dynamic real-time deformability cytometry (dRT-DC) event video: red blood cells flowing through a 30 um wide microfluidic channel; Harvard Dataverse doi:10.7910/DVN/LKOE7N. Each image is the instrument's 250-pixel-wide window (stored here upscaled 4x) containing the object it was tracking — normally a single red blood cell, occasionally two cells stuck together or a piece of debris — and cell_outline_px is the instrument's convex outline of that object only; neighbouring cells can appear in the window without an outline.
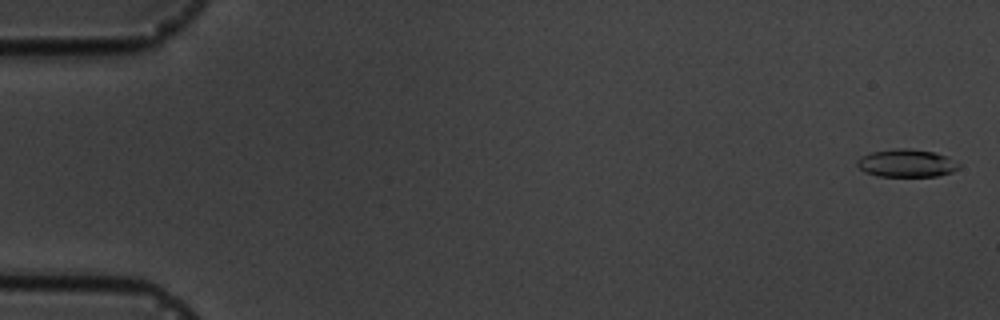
{"species": "common noctule bat (a hibernating species)", "species_latin": "Nyctalus noctula", "temperature_condition": "cold", "stored_images_in_passage": 12, "camera_frame_rate_fps": 3000, "um_per_image_px": 0.085, "animal": {"sex": "male", "body_mass_g": 19.5, "forearm_length_mm": 54.6}, "frame": {"image": 1, "passage_image": 1, "time_ms": 0.0, "image_size_px": [1000, 320], "cell_outline_px": [[960, 168], [952, 172], [936, 176], [880, 176], [864, 172], [856, 164], [856, 160], [860, 156], [872, 152], [896, 148], [908, 148], [936, 152], [948, 156], [960, 164]], "centroid_in_image_um": [77.07, 13.86], "position_along_channel_um": 7.9, "area_um2": 16.65}}
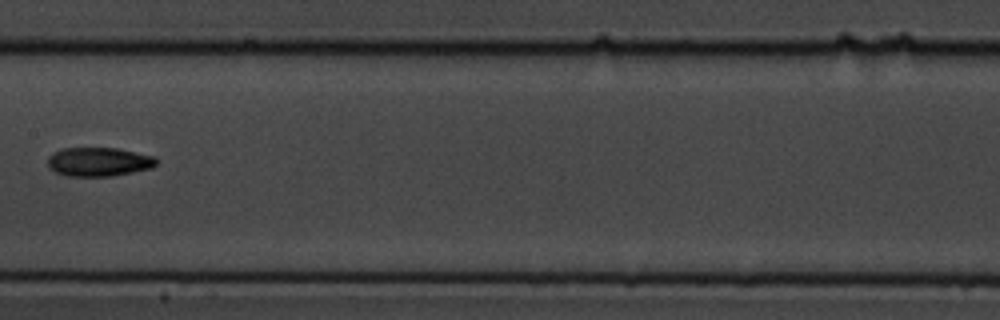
{"frame": {"image": 2, "passage_image": 9, "time_ms": 9.333, "image_size_px": [1000, 320], "cell_outline_px": [[156, 164], [152, 168], [112, 176], [64, 176], [56, 172], [48, 164], [48, 156], [52, 152], [64, 148], [116, 148], [156, 156]], "centroid_in_image_um": [8.4, 13.75], "position_along_channel_um": 199.0, "area_um2": 18.32}}
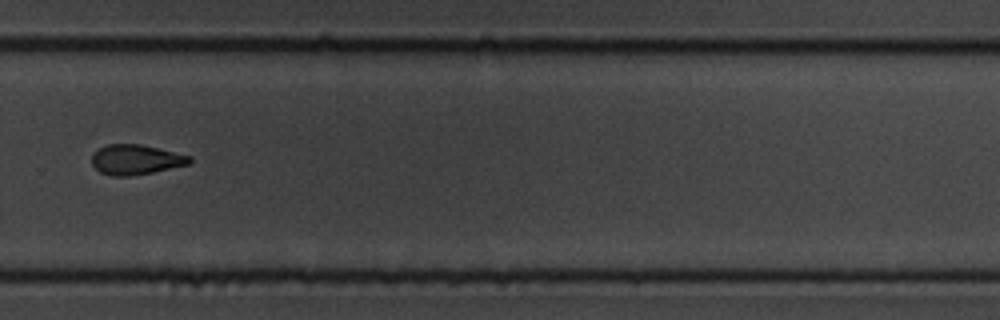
{"frame": {"image": 3, "passage_image": 12, "time_ms": 12.667, "image_size_px": [1000, 320], "cell_outline_px": [[192, 160], [188, 164], [152, 172], [128, 176], [112, 176], [100, 172], [92, 164], [92, 152], [108, 144], [140, 144], [192, 156]], "centroid_in_image_um": [11.52, 13.56], "position_along_channel_um": 318.3, "area_um2": 16.94}}